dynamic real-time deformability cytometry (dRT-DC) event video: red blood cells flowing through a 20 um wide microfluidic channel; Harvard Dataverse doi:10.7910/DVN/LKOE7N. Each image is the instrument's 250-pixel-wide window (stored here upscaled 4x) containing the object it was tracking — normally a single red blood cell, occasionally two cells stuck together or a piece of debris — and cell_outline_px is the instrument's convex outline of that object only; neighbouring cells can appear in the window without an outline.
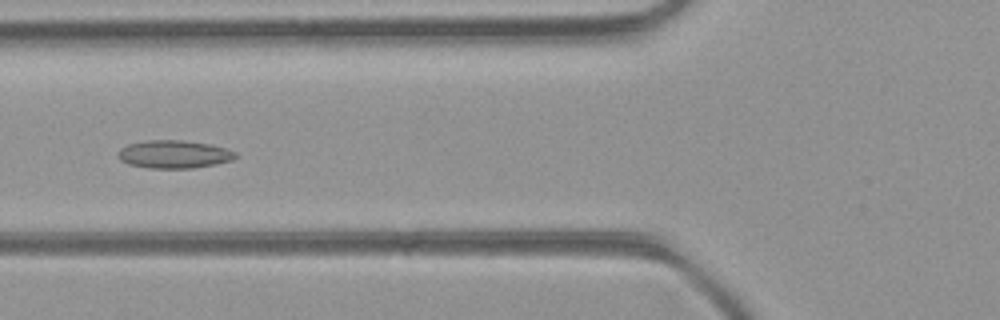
{"species": "common noctule bat (a hibernating species)", "species_latin": "Nyctalus noctula", "temperature_condition": "room temperature", "stored_images_in_passage": 5, "camera_frame_rate_fps": 3000, "um_per_image_px": 0.085, "animal": {"sex": "female", "body_mass_g": 21.9}, "frame": {"image": 1, "passage_image": 5, "time_ms": 1.333, "image_size_px": [1000, 320], "cell_outline_px": [[236, 156], [232, 160], [192, 168], [148, 168], [128, 164], [120, 160], [116, 156], [116, 152], [120, 148], [128, 144], [148, 140], [180, 140], [212, 144], [236, 152]], "centroid_in_image_um": [14.72, 13.11], "position_along_channel_um": 111.1, "area_um2": 19.13}}